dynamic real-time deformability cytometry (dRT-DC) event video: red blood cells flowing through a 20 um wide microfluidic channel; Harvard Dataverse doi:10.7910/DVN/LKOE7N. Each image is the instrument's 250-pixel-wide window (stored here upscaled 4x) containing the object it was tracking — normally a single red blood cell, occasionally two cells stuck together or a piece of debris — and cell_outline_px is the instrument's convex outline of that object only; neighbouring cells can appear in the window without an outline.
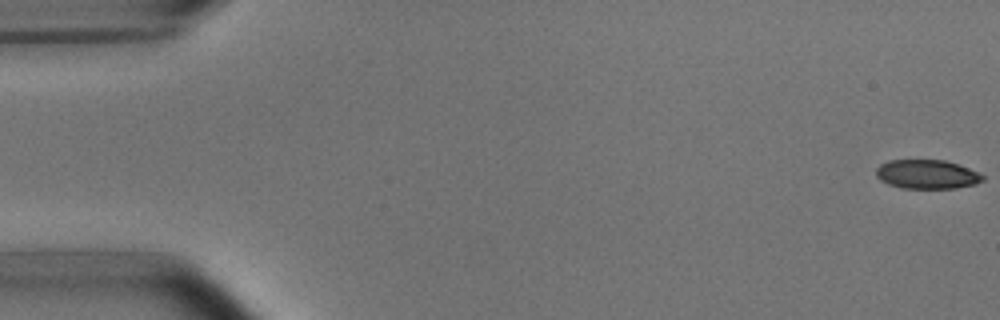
{"species": "common noctule bat (a hibernating species)", "species_latin": "Nyctalus noctula", "temperature_condition": "room temperature", "stored_images_in_passage": 6, "camera_frame_rate_fps": 3000, "um_per_image_px": 0.085, "animal": {"sex": "male", "body_mass_g": 15.6}, "frame": {"image": 1, "passage_image": 1, "time_ms": 0.0, "image_size_px": [1000, 320], "cell_outline_px": [[984, 180], [976, 184], [956, 188], [900, 188], [888, 184], [880, 180], [876, 176], [876, 168], [880, 164], [888, 160], [944, 160], [968, 168], [984, 176]], "centroid_in_image_um": [78.76, 14.82], "position_along_channel_um": 6.2, "area_um2": 18.03}}
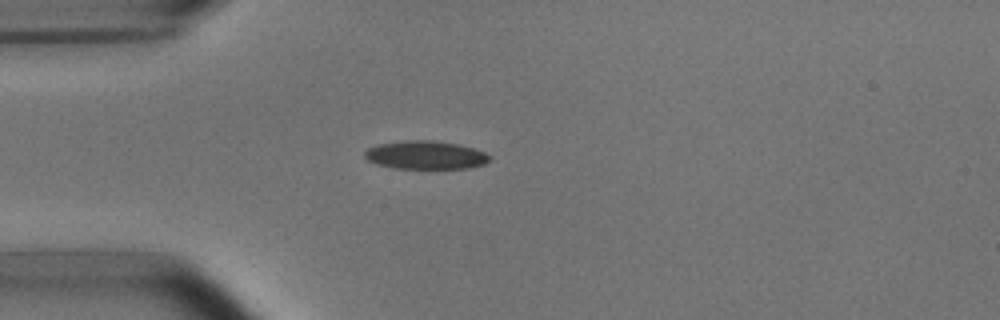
{"frame": {"image": 2, "passage_image": 5, "time_ms": 4.667, "image_size_px": [1000, 320], "cell_outline_px": [[492, 160], [484, 164], [468, 168], [392, 168], [376, 164], [368, 160], [364, 156], [364, 152], [368, 148], [376, 144], [408, 140], [432, 140], [460, 144], [484, 152], [492, 156]], "centroid_in_image_um": [36.18, 13.17], "position_along_channel_um": 48.8, "area_um2": 20.75}}